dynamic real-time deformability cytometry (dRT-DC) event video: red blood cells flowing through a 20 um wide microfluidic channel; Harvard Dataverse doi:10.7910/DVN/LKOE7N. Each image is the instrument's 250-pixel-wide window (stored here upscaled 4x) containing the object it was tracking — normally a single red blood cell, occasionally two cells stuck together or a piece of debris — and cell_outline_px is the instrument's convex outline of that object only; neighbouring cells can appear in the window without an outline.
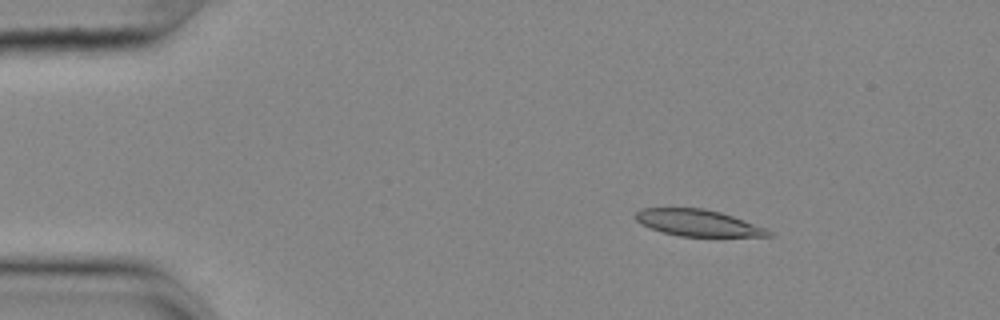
{"species": "common noctule bat (a hibernating species)", "species_latin": "Nyctalus noctula", "temperature_condition": "cold", "stored_images_in_passage": 48, "camera_frame_rate_fps": 3000, "um_per_image_px": 0.085, "animal": {"sex": "female", "body_mass_g": 25.1}, "frame": {"image": 1, "passage_image": 1, "time_ms": 0.0, "image_size_px": [1000, 320], "cell_outline_px": [[776, 236], [680, 236], [664, 232], [640, 224], [636, 220], [636, 212], [640, 208], [704, 208], [720, 212], [732, 216], [764, 228], [772, 232]], "centroid_in_image_um": [59.3, 18.94], "position_along_channel_um": 25.7, "area_um2": 20.23}}
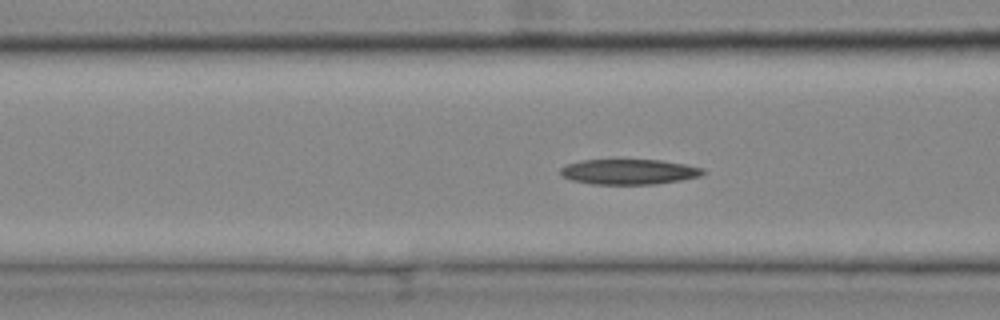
{"frame": {"image": 2, "passage_image": 14, "time_ms": 4.333, "image_size_px": [1000, 320], "cell_outline_px": [[708, 172], [700, 176], [680, 180], [656, 184], [592, 184], [572, 180], [564, 176], [560, 172], [560, 168], [568, 164], [580, 160], [660, 160], [684, 164], [704, 168]], "centroid_in_image_um": [53.5, 14.6], "position_along_channel_um": 113.1, "area_um2": 20.92}}
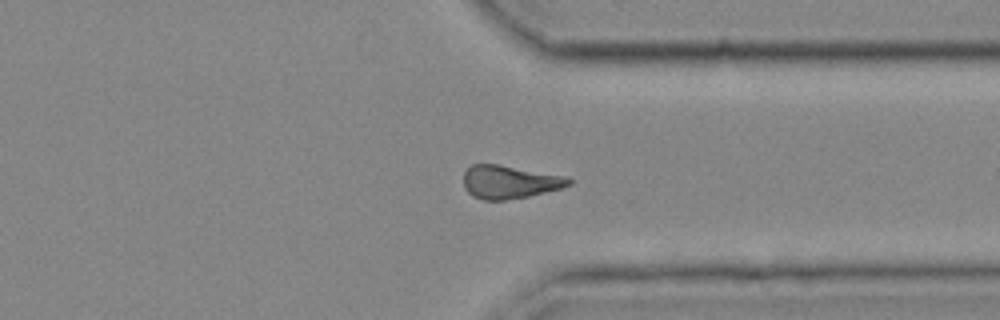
{"frame": {"image": 3, "passage_image": 35, "time_ms": 11.333, "image_size_px": [1000, 320], "cell_outline_px": [[572, 184], [560, 188], [528, 196], [504, 200], [484, 200], [472, 196], [464, 188], [464, 172], [472, 164], [496, 164], [560, 176], [572, 180]], "centroid_in_image_um": [43.23, 15.48], "position_along_channel_um": 368.2, "area_um2": 19.83}, "authors_computed_cell_mechanics": {"area_um2": 20.808, "velocity_mm_per_s": 3.6396, "shape_relaxation_time_tau1_ms": null, "shape_relaxation_time_tau2_ms": 4.2561, "deformation_change_tau1": null, "deformation_change_tau2": 0.121}}